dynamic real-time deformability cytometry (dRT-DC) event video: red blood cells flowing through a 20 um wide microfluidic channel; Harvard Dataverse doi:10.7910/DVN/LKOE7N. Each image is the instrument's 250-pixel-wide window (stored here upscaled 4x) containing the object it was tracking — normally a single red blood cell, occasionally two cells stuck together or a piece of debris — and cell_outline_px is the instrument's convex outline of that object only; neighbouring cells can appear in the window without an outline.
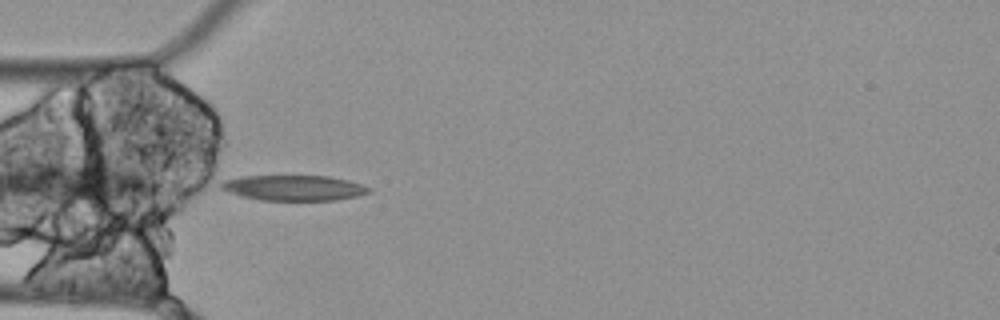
{"species": "Egyptian fruit bat (a non-hibernating species)", "species_latin": "Rousettus aegyptiacus", "temperature_condition": "cold", "stored_images_in_passage": 41, "camera_frame_rate_fps": 3000, "um_per_image_px": 0.085, "animal": {"sex": "female"}, "frame": {"image": 1, "passage_image": 3, "time_ms": 0.667, "image_size_px": [1000, 320], "cell_outline_px": [[372, 192], [356, 196], [336, 200], [260, 200], [240, 196], [228, 192], [220, 188], [220, 184], [224, 180], [240, 176], [328, 176], [348, 180], [372, 188]], "centroid_in_image_um": [24.96, 15.97], "position_along_channel_um": 60.0, "area_um2": 21.91}}
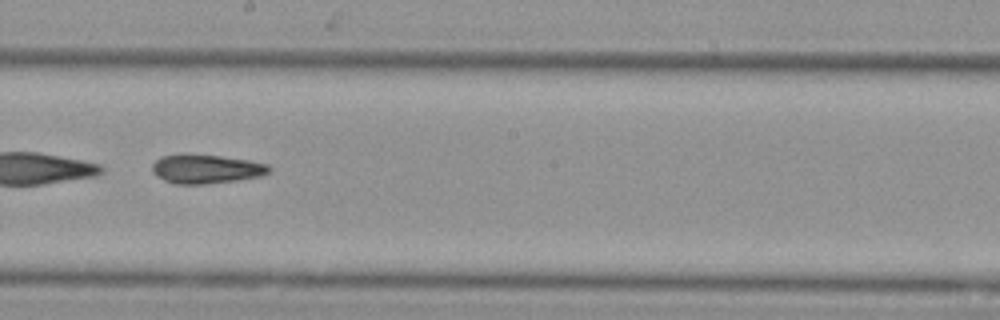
{"frame": {"image": 2, "passage_image": 17, "time_ms": 5.333, "image_size_px": [1000, 320], "cell_outline_px": [[272, 168], [268, 172], [260, 176], [236, 180], [204, 184], [172, 184], [156, 176], [152, 172], [152, 164], [160, 156], [180, 152], [184, 152], [220, 156], [248, 160], [268, 164]], "centroid_in_image_um": [17.44, 14.33], "position_along_channel_um": 230.8, "area_um2": 20.17}}
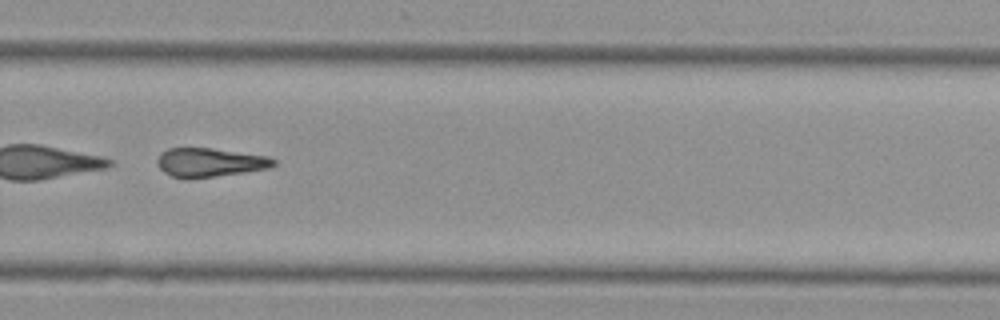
{"frame": {"image": 3, "passage_image": 24, "time_ms": 7.667, "image_size_px": [1000, 320], "cell_outline_px": [[276, 164], [272, 168], [188, 180], [184, 180], [172, 176], [164, 172], [156, 164], [156, 160], [160, 152], [168, 148], [212, 148], [268, 156], [276, 160]], "centroid_in_image_um": [17.81, 13.82], "position_along_channel_um": 312.0, "area_um2": 19.94}}